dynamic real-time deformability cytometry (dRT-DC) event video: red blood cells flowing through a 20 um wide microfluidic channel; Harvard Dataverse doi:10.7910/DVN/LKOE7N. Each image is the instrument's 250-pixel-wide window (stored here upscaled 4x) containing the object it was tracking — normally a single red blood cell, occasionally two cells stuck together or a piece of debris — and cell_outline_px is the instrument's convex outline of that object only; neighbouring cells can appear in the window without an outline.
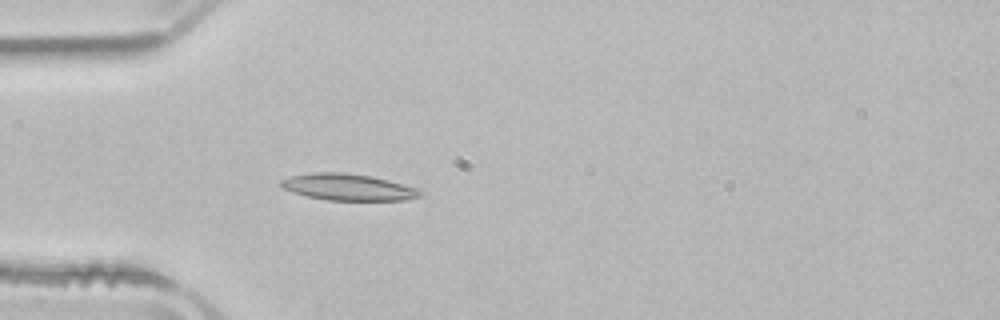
{"species": "common noctule bat (a hibernating species)", "species_latin": "Nyctalus noctula", "temperature_condition": "room temperature", "stored_images_in_passage": 27, "camera_frame_rate_fps": 3000, "um_per_image_px": 0.085, "animal": {"sex": "male", "body_mass_g": 21.5, "forearm_length_mm": 52.0}, "frame": {"image": 1, "passage_image": 5, "time_ms": 1.333, "image_size_px": [1000, 320], "cell_outline_px": [[424, 192], [420, 196], [404, 200], [328, 200], [308, 196], [284, 188], [280, 184], [280, 180], [292, 176], [316, 172], [344, 172], [372, 176], [388, 180], [416, 188]], "centroid_in_image_um": [29.62, 15.9], "position_along_channel_um": 55.4, "area_um2": 21.21}}
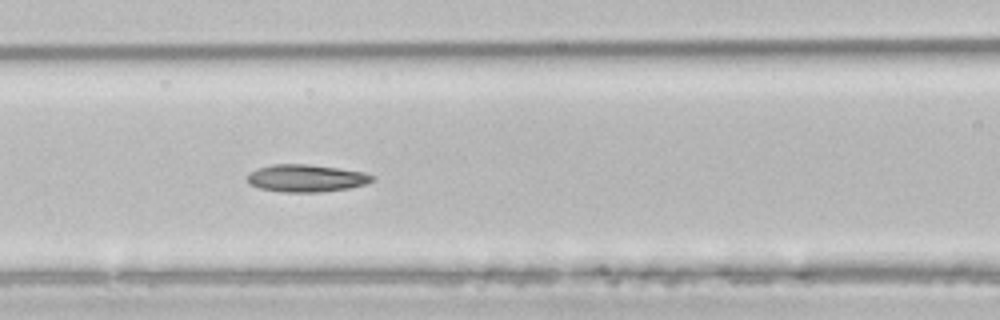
{"frame": {"image": 2, "passage_image": 12, "time_ms": 3.667, "image_size_px": [1000, 320], "cell_outline_px": [[372, 180], [364, 184], [348, 188], [324, 192], [280, 192], [260, 188], [248, 184], [248, 172], [256, 168], [272, 164], [308, 164], [364, 172], [372, 176]], "centroid_in_image_um": [25.95, 15.15], "position_along_channel_um": 140.7, "area_um2": 19.88}}
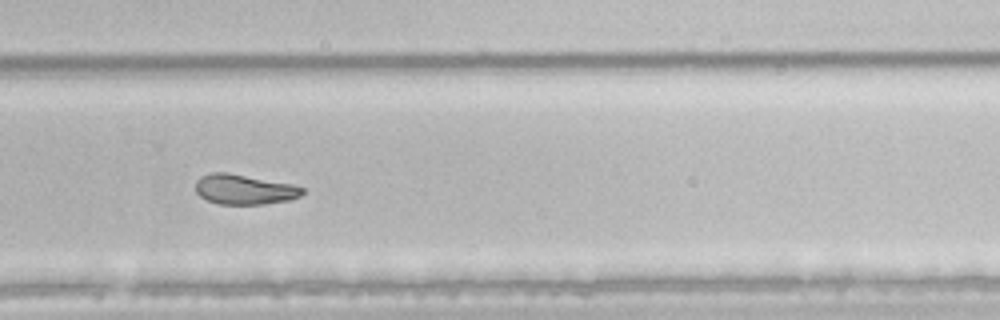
{"frame": {"image": 3, "passage_image": 25, "time_ms": 8.0, "image_size_px": [1000, 320], "cell_outline_px": [[304, 192], [300, 196], [288, 200], [264, 204], [220, 204], [208, 200], [200, 196], [196, 192], [196, 180], [200, 176], [212, 172], [228, 172], [292, 184], [304, 188]], "centroid_in_image_um": [20.75, 16.09], "position_along_channel_um": 309.1, "area_um2": 18.67}}